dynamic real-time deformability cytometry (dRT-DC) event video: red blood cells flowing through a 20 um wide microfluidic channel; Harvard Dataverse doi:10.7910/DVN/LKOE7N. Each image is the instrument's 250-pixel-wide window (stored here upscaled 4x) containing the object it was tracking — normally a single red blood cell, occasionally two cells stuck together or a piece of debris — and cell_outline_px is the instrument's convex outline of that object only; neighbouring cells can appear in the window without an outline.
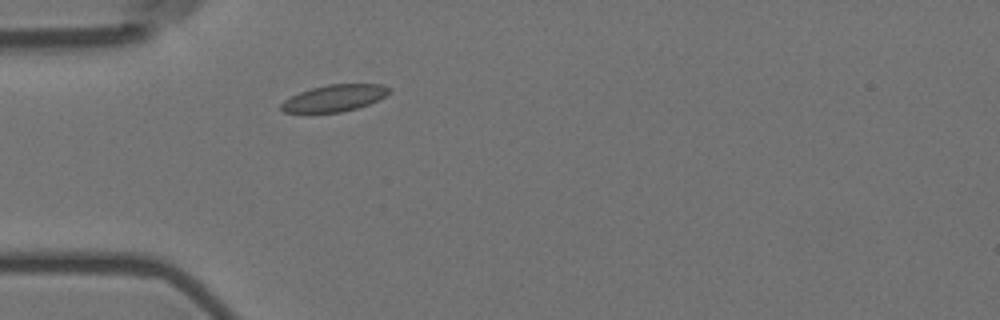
{"species": "Egyptian fruit bat (a non-hibernating species)", "species_latin": "Rousettus aegyptiacus", "temperature_condition": "room temperature", "stored_images_in_passage": 3, "camera_frame_rate_fps": 3000, "um_per_image_px": 0.085, "animal": {"sex": "female"}, "frame": {"image": 1, "passage_image": 3, "time_ms": 0.667, "image_size_px": [1000, 320], "cell_outline_px": [[392, 92], [368, 104], [356, 108], [340, 112], [308, 116], [284, 112], [280, 108], [280, 104], [284, 100], [300, 92], [312, 88], [328, 84], [380, 84], [392, 88]], "centroid_in_image_um": [28.35, 8.39], "position_along_channel_um": 56.7, "area_um2": 17.4}}